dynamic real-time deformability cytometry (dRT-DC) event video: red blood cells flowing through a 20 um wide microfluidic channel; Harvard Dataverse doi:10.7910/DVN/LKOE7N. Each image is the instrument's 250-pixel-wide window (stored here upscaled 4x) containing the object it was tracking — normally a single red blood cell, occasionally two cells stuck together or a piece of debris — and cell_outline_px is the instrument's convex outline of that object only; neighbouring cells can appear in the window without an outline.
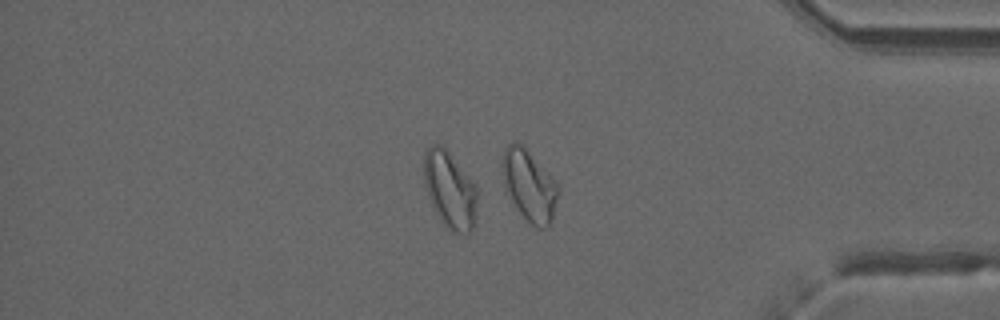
{"species": "common noctule bat (a hibernating species)", "species_latin": "Nyctalus noctula", "temperature_condition": "warm", "stored_images_in_passage": 49, "camera_frame_rate_fps": 3000, "um_per_image_px": 0.085, "animal": {"sex": "male", "forearm_length_mm": 52.5}, "frame": {"image": 1, "passage_image": 42, "time_ms": 13.667, "image_size_px": [1000, 320], "cell_outline_px": [[476, 220], [472, 228], [464, 236], [448, 232], [440, 220], [428, 196], [424, 184], [424, 152], [432, 144], [440, 144], [444, 148], [476, 184]], "centroid_in_image_um": [38.24, 16.2], "position_along_channel_um": 397.0, "area_um2": 24.04}, "authors_computed_cell_mechanics": {"area_um2": 24.4494, "velocity_mm_per_s": 4.0093, "shape_relaxation_time_tau1_ms": null, "shape_relaxation_time_tau2_ms": 2.5922, "deformation_change_tau1": null, "deformation_change_tau2": 0.0993}}